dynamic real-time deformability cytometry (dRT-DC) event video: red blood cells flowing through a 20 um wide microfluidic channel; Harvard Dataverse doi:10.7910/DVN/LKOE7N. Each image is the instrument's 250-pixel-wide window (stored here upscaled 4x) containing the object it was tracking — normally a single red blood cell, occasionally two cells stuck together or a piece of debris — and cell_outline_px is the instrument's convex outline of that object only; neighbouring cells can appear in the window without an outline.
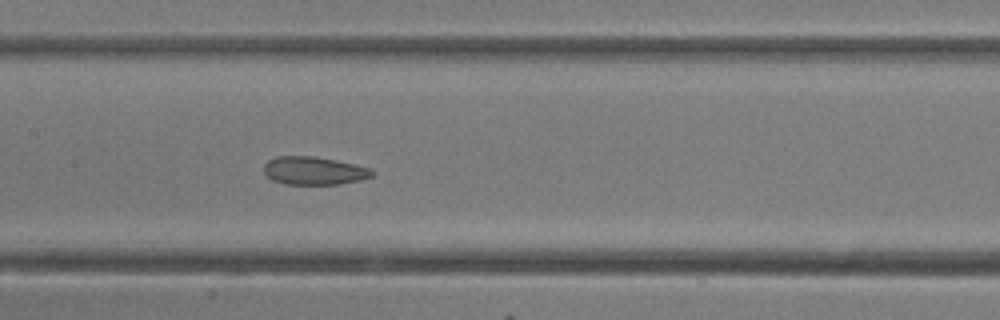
{"species": "common noctule bat (a hibernating species)", "species_latin": "Nyctalus noctula", "temperature_condition": "room temperature", "stored_images_in_passage": 14, "camera_frame_rate_fps": 3000, "um_per_image_px": 0.085, "animal": {"sex": "female"}, "frame": {"image": 1, "passage_image": 14, "time_ms": 4.333, "image_size_px": [1000, 320], "cell_outline_px": [[372, 176], [360, 180], [340, 184], [284, 184], [272, 180], [264, 172], [264, 164], [268, 160], [276, 156], [312, 156], [336, 160], [368, 168], [372, 172]], "centroid_in_image_um": [26.63, 14.51], "position_along_channel_um": 180.8, "area_um2": 17.51}}